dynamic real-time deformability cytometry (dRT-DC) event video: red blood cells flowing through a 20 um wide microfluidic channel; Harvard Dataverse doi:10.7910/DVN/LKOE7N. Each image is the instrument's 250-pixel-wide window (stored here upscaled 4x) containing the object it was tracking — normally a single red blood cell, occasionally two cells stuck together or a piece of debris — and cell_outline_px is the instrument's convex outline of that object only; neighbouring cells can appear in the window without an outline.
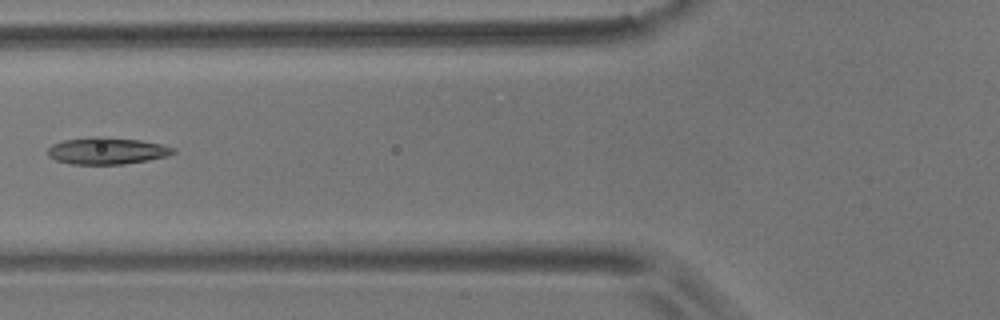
{"species": "common noctule bat (a hibernating species)", "species_latin": "Nyctalus noctula", "temperature_condition": "room temperature", "stored_images_in_passage": 8, "camera_frame_rate_fps": 3000, "um_per_image_px": 0.085, "animal": {"sex": "male", "body_mass_g": 17.9}, "frame": {"image": 1, "passage_image": 5, "time_ms": 5.667, "image_size_px": [1000, 320], "cell_outline_px": [[176, 152], [168, 156], [148, 160], [124, 164], [68, 164], [56, 160], [48, 156], [48, 148], [52, 144], [64, 140], [92, 136], [104, 136], [140, 140], [160, 144], [176, 148]], "centroid_in_image_um": [9.09, 12.81], "position_along_channel_um": 116.7, "area_um2": 19.83}}
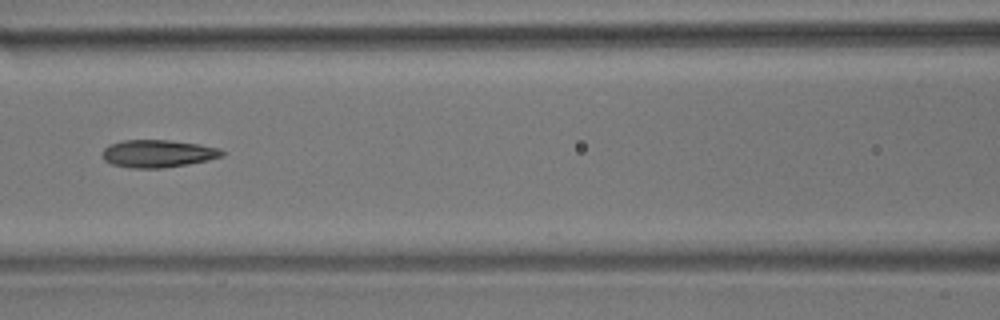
{"frame": {"image": 2, "passage_image": 6, "time_ms": 6.667, "image_size_px": [1000, 320], "cell_outline_px": [[224, 156], [208, 160], [188, 164], [164, 168], [128, 168], [112, 164], [104, 160], [104, 148], [108, 144], [124, 140], [168, 140], [200, 144], [220, 148], [224, 152]], "centroid_in_image_um": [13.44, 13.05], "position_along_channel_um": 153.2, "area_um2": 19.31}}
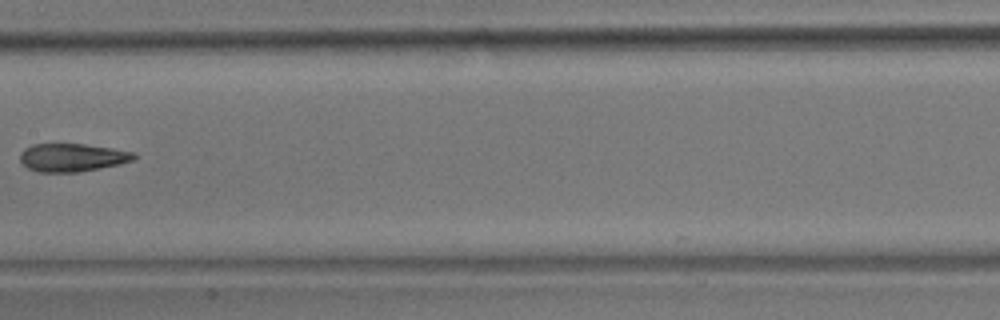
{"frame": {"image": 3, "passage_image": 7, "time_ms": 8.0, "image_size_px": [1000, 320], "cell_outline_px": [[136, 156], [132, 160], [120, 164], [100, 168], [76, 172], [40, 172], [28, 168], [20, 160], [20, 152], [24, 148], [32, 144], [84, 144], [112, 148], [136, 152]], "centroid_in_image_um": [6.13, 13.38], "position_along_channel_um": 201.3, "area_um2": 18.61}}